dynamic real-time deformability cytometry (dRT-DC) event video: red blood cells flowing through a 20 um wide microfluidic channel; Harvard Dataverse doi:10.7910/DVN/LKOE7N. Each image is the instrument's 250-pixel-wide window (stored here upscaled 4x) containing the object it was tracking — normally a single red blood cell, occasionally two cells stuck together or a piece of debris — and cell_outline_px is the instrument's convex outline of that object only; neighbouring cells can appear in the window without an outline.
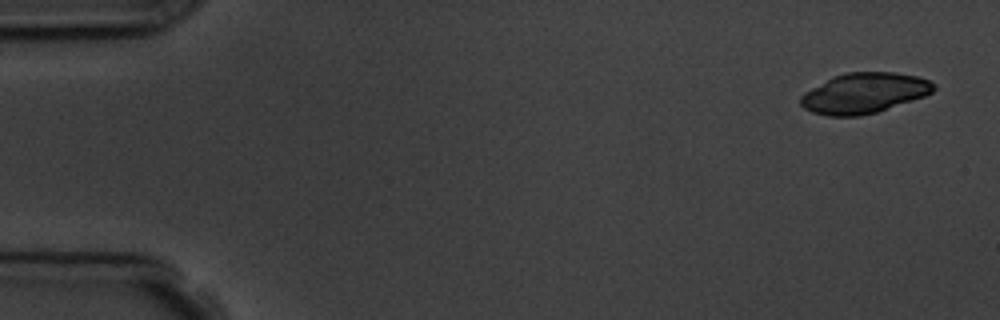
{"species": "common noctule bat (a hibernating species)", "species_latin": "Nyctalus noctula", "temperature_condition": "room temperature", "stored_images_in_passage": 5, "camera_frame_rate_fps": 3000, "um_per_image_px": 0.085, "animal": {"sex": "male", "body_mass_g": 19.5, "forearm_length_mm": 54.6}, "frame": {"image": 1, "passage_image": 1, "time_ms": 0.0, "image_size_px": [1000, 320], "cell_outline_px": [[936, 88], [932, 92], [924, 96], [876, 112], [860, 116], [828, 116], [812, 112], [804, 108], [800, 104], [800, 96], [804, 92], [832, 76], [848, 72], [892, 72], [916, 76], [928, 80], [936, 84]], "centroid_in_image_um": [73.42, 7.91], "position_along_channel_um": 11.6, "area_um2": 31.21}}